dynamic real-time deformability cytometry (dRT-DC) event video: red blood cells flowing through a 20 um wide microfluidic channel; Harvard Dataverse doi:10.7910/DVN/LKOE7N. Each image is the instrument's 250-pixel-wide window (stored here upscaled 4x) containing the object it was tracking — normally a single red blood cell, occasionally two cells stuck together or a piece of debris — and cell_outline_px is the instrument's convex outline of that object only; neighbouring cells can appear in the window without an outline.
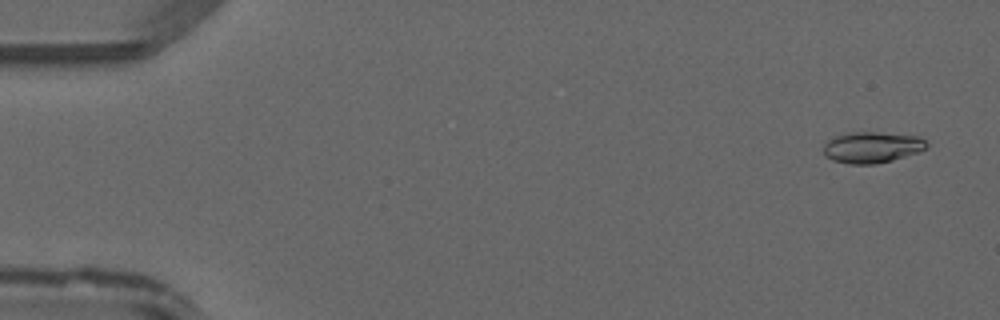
{"species": "common noctule bat (a hibernating species)", "species_latin": "Nyctalus noctula", "temperature_condition": "warm", "stored_images_in_passage": 9, "camera_frame_rate_fps": 3000, "um_per_image_px": 0.085, "animal": {"sex": "male", "forearm_length_mm": 52.5}, "frame": {"image": 1, "passage_image": 3, "time_ms": 0.667, "image_size_px": [1000, 320], "cell_outline_px": [[928, 144], [920, 152], [892, 160], [876, 164], [852, 164], [832, 160], [824, 156], [824, 144], [828, 140], [836, 136], [852, 132], [876, 132], [920, 136]], "centroid_in_image_um": [74.12, 12.52], "position_along_channel_um": 10.9, "area_um2": 18.67}}